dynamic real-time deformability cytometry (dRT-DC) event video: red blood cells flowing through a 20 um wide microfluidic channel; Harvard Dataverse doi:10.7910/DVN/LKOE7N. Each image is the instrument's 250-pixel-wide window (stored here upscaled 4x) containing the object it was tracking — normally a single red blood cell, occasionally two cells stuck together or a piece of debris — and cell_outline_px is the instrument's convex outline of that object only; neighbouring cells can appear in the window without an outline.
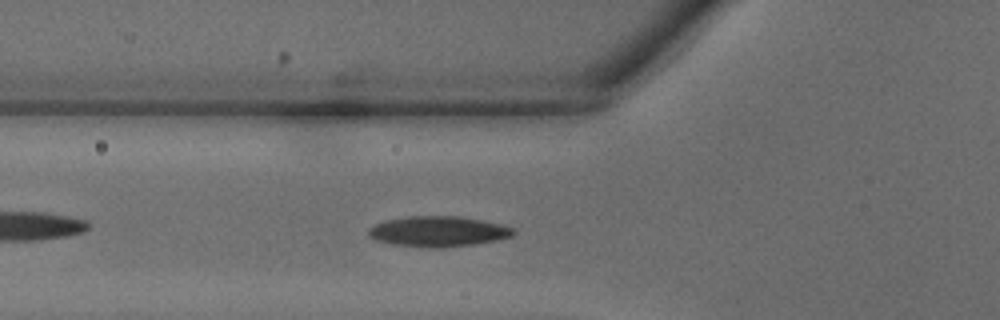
{"species": "common noctule bat (a hibernating species)", "species_latin": "Nyctalus noctula", "temperature_condition": "warm", "stored_images_in_passage": 28, "camera_frame_rate_fps": 3000, "um_per_image_px": 0.085, "animal": {"sex": "male", "body_mass_g": 18.8}, "frame": {"image": 1, "passage_image": 5, "time_ms": 1.333, "image_size_px": [1000, 320], "cell_outline_px": [[516, 232], [512, 236], [496, 240], [472, 244], [440, 248], [424, 248], [392, 244], [376, 240], [368, 232], [368, 228], [376, 224], [388, 220], [408, 216], [456, 216], [480, 220], [500, 224], [512, 228]], "centroid_in_image_um": [37.24, 19.68], "position_along_channel_um": 88.6, "area_um2": 25.43}}
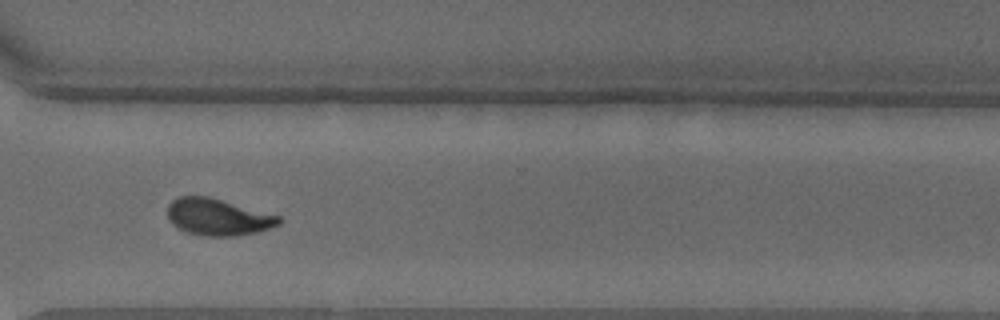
{"frame": {"image": 2, "passage_image": 20, "time_ms": 6.333, "image_size_px": [1000, 320], "cell_outline_px": [[284, 220], [280, 224], [260, 232], [236, 236], [204, 236], [188, 232], [172, 224], [168, 216], [168, 204], [172, 200], [180, 196], [208, 196], [280, 216]], "centroid_in_image_um": [18.56, 18.45], "position_along_channel_um": 352.0, "area_um2": 23.87}}